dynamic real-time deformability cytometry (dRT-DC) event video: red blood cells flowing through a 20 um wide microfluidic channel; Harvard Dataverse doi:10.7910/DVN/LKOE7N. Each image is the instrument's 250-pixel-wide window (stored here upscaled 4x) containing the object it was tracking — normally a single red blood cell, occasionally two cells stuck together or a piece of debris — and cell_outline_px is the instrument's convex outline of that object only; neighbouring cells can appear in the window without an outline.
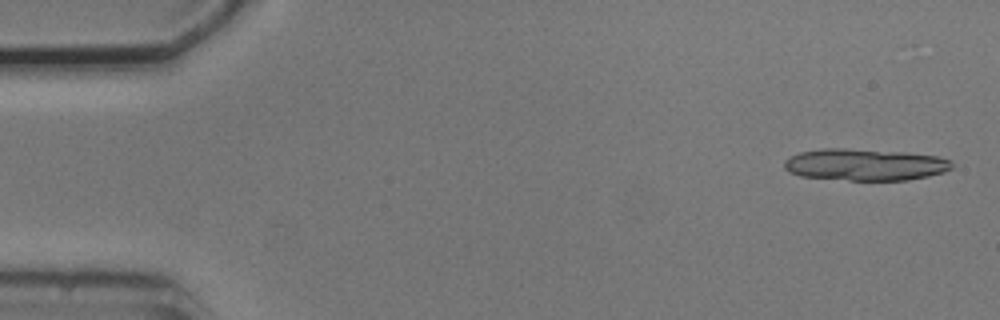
{"species": "common noctule bat (a hibernating species)", "species_latin": "Nyctalus noctula", "temperature_condition": "cold", "stored_images_in_passage": 14, "camera_frame_rate_fps": 3000, "um_per_image_px": 0.085, "animal": {"sex": "male", "body_mass_g": 20.5, "forearm_length_mm": 52.5}, "frame": {"image": 1, "passage_image": 2, "time_ms": 0.333, "image_size_px": [1000, 320], "cell_outline_px": [[952, 168], [944, 172], [928, 176], [908, 180], [848, 180], [800, 176], [788, 172], [784, 168], [784, 160], [800, 152], [820, 148], [844, 148], [904, 152], [936, 156], [952, 160]], "centroid_in_image_um": [73.51, 13.99], "position_along_channel_um": 11.5, "area_um2": 31.15}}